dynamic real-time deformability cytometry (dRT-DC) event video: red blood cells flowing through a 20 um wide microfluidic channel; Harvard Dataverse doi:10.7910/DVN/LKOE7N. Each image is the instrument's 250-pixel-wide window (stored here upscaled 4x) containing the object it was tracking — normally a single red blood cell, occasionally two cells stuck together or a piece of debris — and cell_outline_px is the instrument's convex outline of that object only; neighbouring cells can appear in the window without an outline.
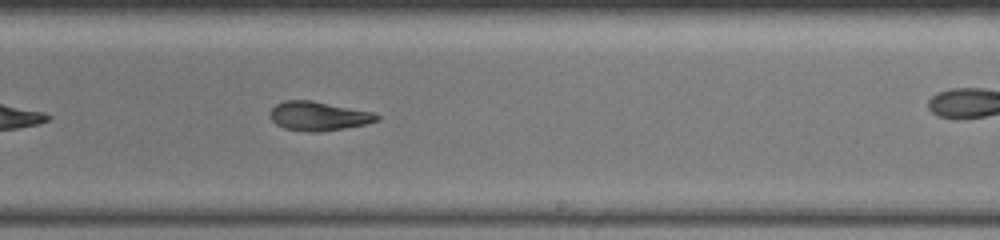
{"species": "common noctule bat (a hibernating species)", "species_latin": "Nyctalus noctula", "temperature_condition": "warm", "stored_images_in_passage": 32, "camera_frame_rate_fps": 3000, "um_per_image_px": 0.085, "animal": {"sex": "female", "body_mass_g": 19.5, "forearm_length_mm": 54.1}, "frame": {"image": 1, "passage_image": 19, "time_ms": 6.0, "image_size_px": [1000, 240], "cell_outline_px": [[380, 120], [364, 124], [344, 128], [320, 132], [308, 132], [284, 128], [276, 124], [268, 116], [268, 112], [276, 104], [284, 100], [312, 100], [376, 112], [380, 116]], "centroid_in_image_um": [27.07, 9.85], "position_along_channel_um": 261.9, "area_um2": 18.38}}